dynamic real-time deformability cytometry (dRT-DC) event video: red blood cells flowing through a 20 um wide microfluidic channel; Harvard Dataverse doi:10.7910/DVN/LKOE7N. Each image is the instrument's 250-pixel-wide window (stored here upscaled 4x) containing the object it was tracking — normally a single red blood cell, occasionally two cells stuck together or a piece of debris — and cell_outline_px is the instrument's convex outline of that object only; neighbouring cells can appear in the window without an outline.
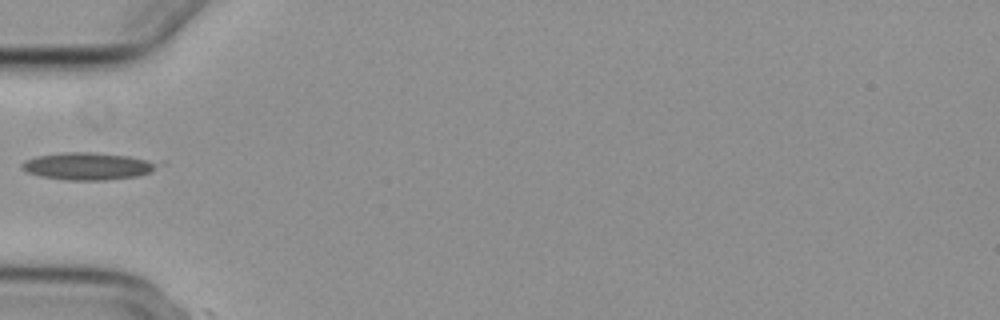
{"species": "common noctule bat (a hibernating species)", "species_latin": "Nyctalus noctula", "temperature_condition": "cold", "stored_images_in_passage": 2, "camera_frame_rate_fps": 3000, "um_per_image_px": 0.085, "animal": {"sex": "female", "body_mass_g": 29.2, "forearm_length_mm": 56.3}, "frame": {"image": 1, "passage_image": 1, "time_ms": 0.0, "image_size_px": [1000, 320], "cell_outline_px": [[164, 164], [152, 172], [136, 176], [108, 180], [68, 180], [40, 176], [28, 172], [20, 168], [20, 164], [24, 160], [36, 156], [64, 152], [92, 152], [164, 160]], "centroid_in_image_um": [7.59, 14.11], "position_along_channel_um": 77.4, "area_um2": 22.2}}